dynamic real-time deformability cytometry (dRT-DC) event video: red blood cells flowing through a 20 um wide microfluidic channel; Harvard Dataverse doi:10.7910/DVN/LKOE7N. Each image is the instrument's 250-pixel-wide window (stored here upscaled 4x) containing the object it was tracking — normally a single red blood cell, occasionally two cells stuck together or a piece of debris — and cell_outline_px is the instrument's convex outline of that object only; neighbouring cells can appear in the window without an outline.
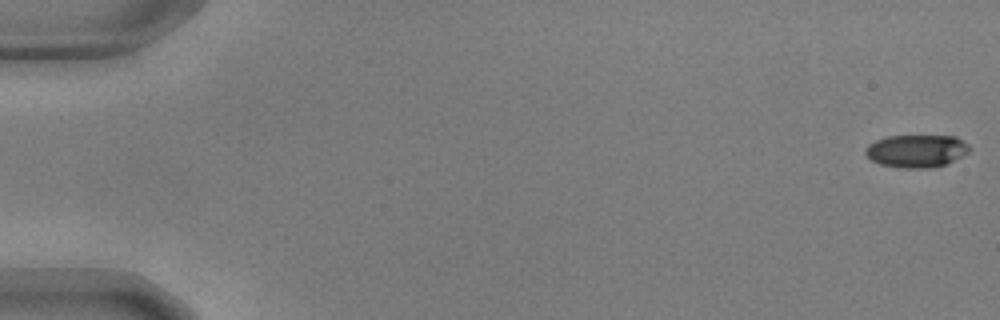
{"species": "common noctule bat (a hibernating species)", "species_latin": "Nyctalus noctula", "temperature_condition": "warm", "stored_images_in_passage": 56, "camera_frame_rate_fps": 3000, "um_per_image_px": 0.085, "animal": {"sex": "male", "body_mass_g": 17.9, "forearm_length_mm": 54.2}, "frame": {"image": 1, "passage_image": 1, "time_ms": 0.0, "image_size_px": [1000, 320], "cell_outline_px": [[968, 152], [944, 164], [928, 168], [900, 168], [880, 164], [872, 160], [864, 152], [868, 144], [876, 140], [888, 136], [956, 136], [968, 144]], "centroid_in_image_um": [77.86, 12.82], "position_along_channel_um": 7.1, "area_um2": 19.54}}
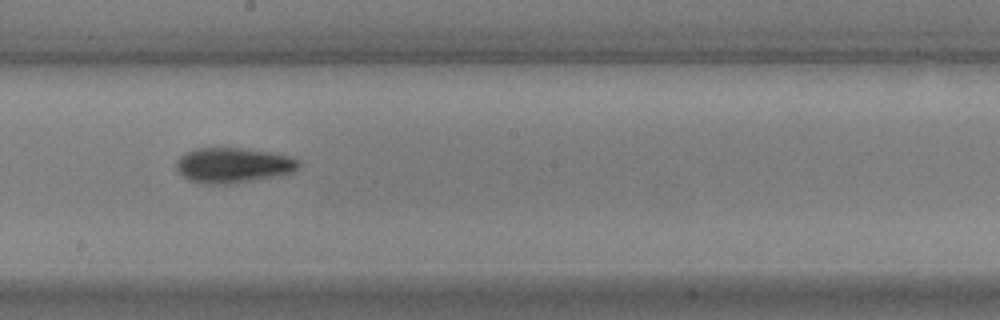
{"frame": {"image": 2, "passage_image": 32, "time_ms": 10.333, "image_size_px": [1000, 320], "cell_outline_px": [[300, 164], [296, 172], [280, 176], [256, 180], [228, 184], [204, 184], [188, 180], [176, 168], [176, 160], [184, 152], [196, 148], [240, 148], [276, 152], [300, 160]], "centroid_in_image_um": [19.86, 14.05], "position_along_channel_um": 228.3, "area_um2": 25.55}}
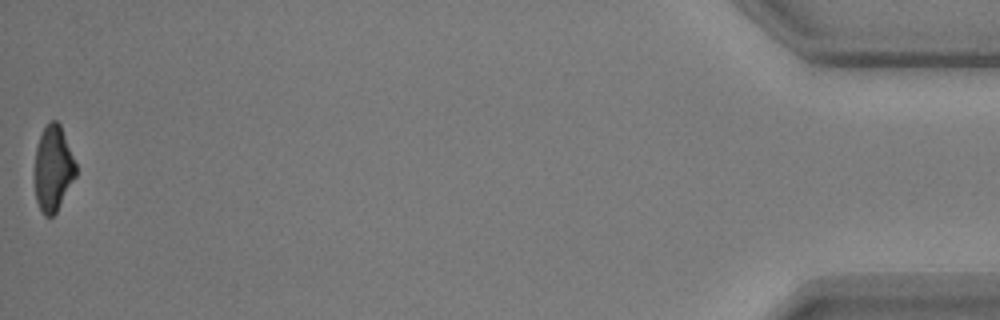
{"frame": {"image": 3, "passage_image": 56, "time_ms": 18.333, "image_size_px": [1000, 320], "cell_outline_px": [[76, 176], [56, 212], [52, 216], [44, 216], [36, 200], [32, 172], [36, 148], [40, 136], [44, 128], [52, 120], [56, 120], [60, 124], [76, 164]], "centroid_in_image_um": [4.48, 14.34], "position_along_channel_um": 430.7, "area_um2": 20.75}, "authors_computed_cell_mechanics": {"area_um2": 22.253, "velocity_mm_per_s": 3.658, "shape_relaxation_time_tau1_ms": 5.3087, "shape_relaxation_time_tau2_ms": 7.0269, "deformation_change_tau1": 0.1746, "deformation_change_tau2": 0.1555}}